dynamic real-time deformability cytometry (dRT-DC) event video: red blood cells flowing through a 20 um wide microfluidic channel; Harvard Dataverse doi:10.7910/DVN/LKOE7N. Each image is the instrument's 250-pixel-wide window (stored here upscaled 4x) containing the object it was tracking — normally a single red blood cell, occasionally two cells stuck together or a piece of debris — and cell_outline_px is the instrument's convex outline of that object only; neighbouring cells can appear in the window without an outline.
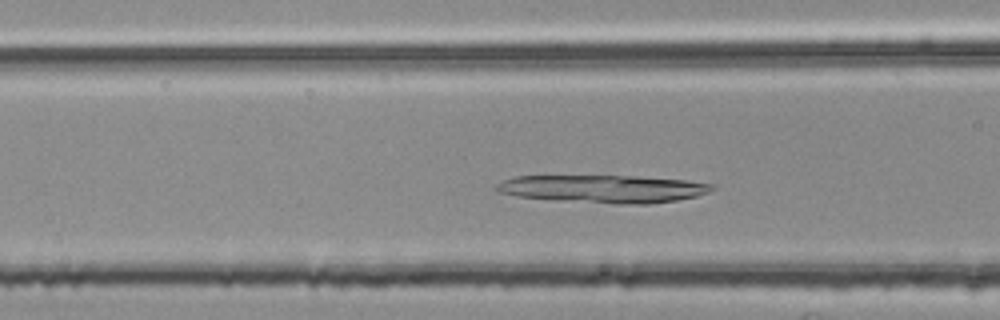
{"species": "common noctule bat (a hibernating species)", "species_latin": "Nyctalus noctula", "temperature_condition": "room temperature", "stored_images_in_passage": 45, "camera_frame_rate_fps": 3000, "um_per_image_px": 0.085, "animal": {"sex": "female", "body_mass_g": 25.1}, "frame": {"image": 1, "passage_image": 15, "time_ms": 4.667, "image_size_px": [1000, 320], "cell_outline_px": [[712, 188], [708, 192], [696, 196], [676, 200], [648, 204], [616, 204], [552, 200], [516, 196], [496, 192], [496, 184], [504, 180], [516, 176], [636, 176], [684, 180], [712, 184]], "centroid_in_image_um": [51.22, 16.06], "position_along_channel_um": 115.4, "area_um2": 34.8}}
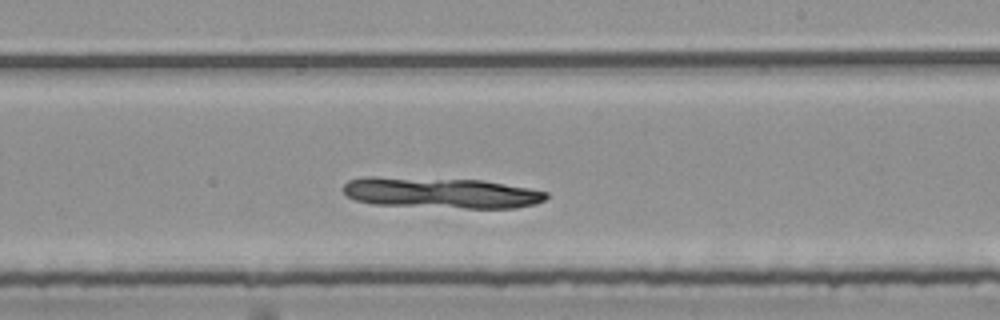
{"frame": {"image": 2, "passage_image": 26, "time_ms": 8.333, "image_size_px": [1000, 320], "cell_outline_px": [[548, 196], [544, 200], [536, 204], [516, 208], [464, 208], [372, 204], [356, 200], [348, 196], [340, 188], [348, 180], [364, 176], [376, 176], [480, 180], [528, 188], [548, 192]], "centroid_in_image_um": [37.43, 16.38], "position_along_channel_um": 251.6, "area_um2": 36.65}}
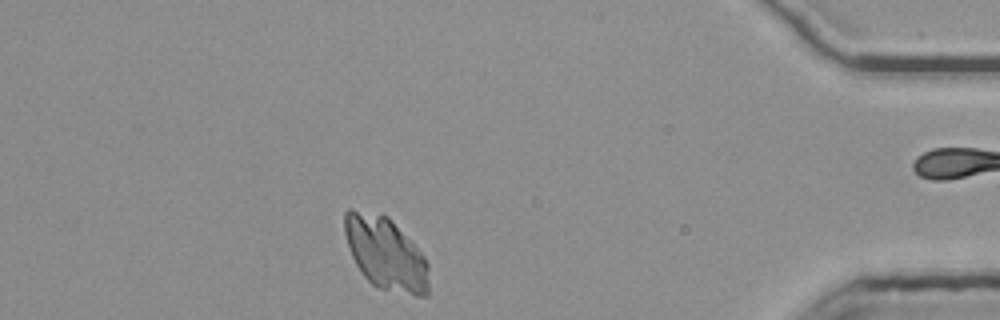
{"frame": {"image": 3, "passage_image": 42, "time_ms": 13.667, "image_size_px": [1000, 320], "cell_outline_px": [[428, 296], [416, 296], [376, 288], [360, 272], [348, 248], [344, 232], [344, 212], [348, 208], [352, 208], [380, 212], [388, 216], [424, 256], [428, 264]], "centroid_in_image_um": [32.74, 21.52], "position_along_channel_um": 402.5, "area_um2": 36.07}}